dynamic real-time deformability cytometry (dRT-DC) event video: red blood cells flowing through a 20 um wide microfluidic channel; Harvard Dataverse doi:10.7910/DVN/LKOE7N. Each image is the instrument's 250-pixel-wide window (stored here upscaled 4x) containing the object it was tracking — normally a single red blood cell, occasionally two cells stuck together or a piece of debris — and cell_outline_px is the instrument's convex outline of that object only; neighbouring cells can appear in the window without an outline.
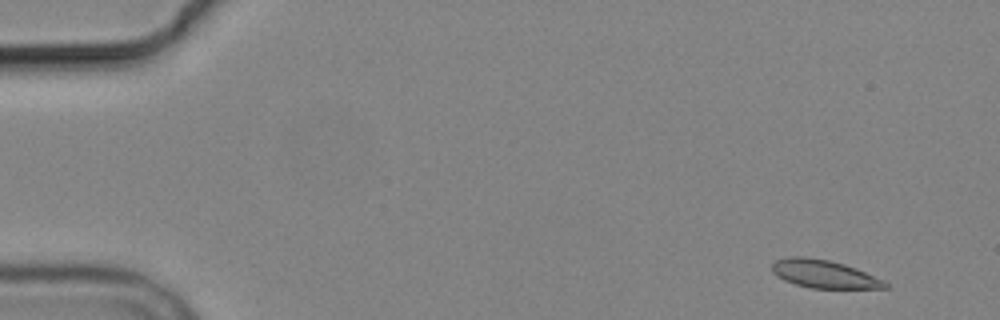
{"species": "common noctule bat (a hibernating species)", "species_latin": "Nyctalus noctula", "temperature_condition": "cold", "stored_images_in_passage": 5, "camera_frame_rate_fps": 3000, "um_per_image_px": 0.085, "animal": {"sex": "male", "body_mass_g": 19.2, "forearm_length_mm": 51.8}, "frame": {"image": 1, "passage_image": 1, "time_ms": 0.0, "image_size_px": [1000, 320], "cell_outline_px": [[888, 288], [812, 288], [796, 284], [784, 280], [776, 276], [772, 272], [772, 264], [776, 260], [788, 256], [804, 256], [828, 260], [844, 264], [856, 268], [884, 280], [888, 284]], "centroid_in_image_um": [70.02, 23.28], "position_along_channel_um": 15.0, "area_um2": 18.44}}
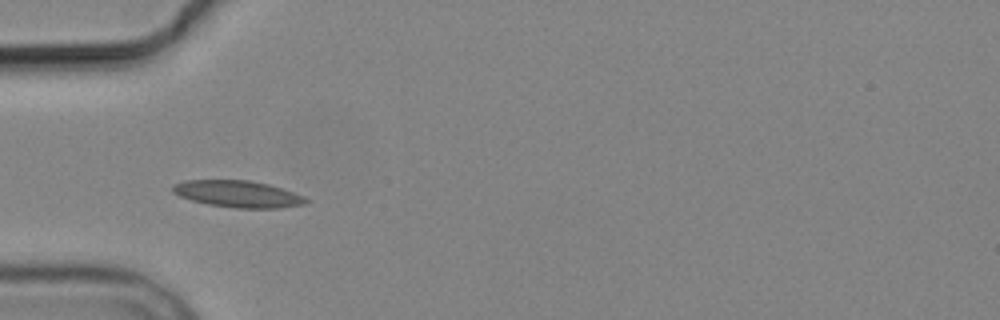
{"frame": {"image": 2, "passage_image": 5, "time_ms": 4.667, "image_size_px": [1000, 320], "cell_outline_px": [[308, 200], [304, 204], [280, 208], [236, 208], [208, 204], [192, 200], [180, 196], [172, 192], [172, 184], [184, 180], [248, 180], [268, 184], [304, 196]], "centroid_in_image_um": [20.18, 16.48], "position_along_channel_um": 64.8, "area_um2": 20.63}}